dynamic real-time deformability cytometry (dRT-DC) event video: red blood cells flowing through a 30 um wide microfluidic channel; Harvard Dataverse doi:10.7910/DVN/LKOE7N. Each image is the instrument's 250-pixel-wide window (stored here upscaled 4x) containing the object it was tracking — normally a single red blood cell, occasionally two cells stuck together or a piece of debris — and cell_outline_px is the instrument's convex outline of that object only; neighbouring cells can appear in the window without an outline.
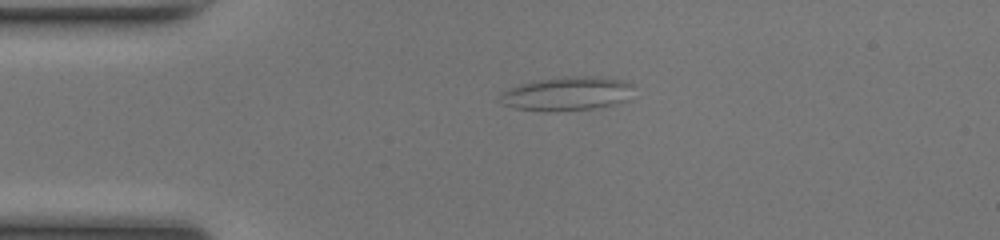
{"species": "common noctule bat (a hibernating species)", "species_latin": "Nyctalus noctula", "temperature_condition": "room temperature", "stored_images_in_passage": 40, "camera_frame_rate_fps": 3000, "um_per_image_px": 0.085, "animal": {"sex": "female", "body_mass_g": 17.0, "forearm_length_mm": 48.0}, "frame": {"image": 1, "passage_image": 1, "time_ms": 0.0, "image_size_px": [1000, 240], "cell_outline_px": [[632, 84], [624, 100], [592, 108], [548, 112], [516, 108], [500, 104], [500, 96], [508, 88], [520, 84], [536, 80], [568, 76], [596, 76], [620, 80]], "centroid_in_image_um": [48.07, 7.95], "position_along_channel_um": 36.9, "area_um2": 25.72}}
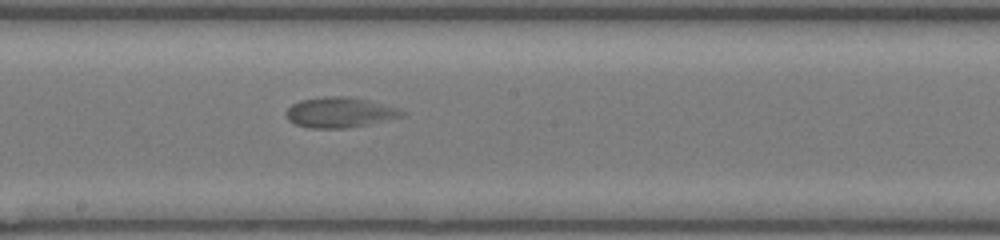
{"frame": {"image": 2, "passage_image": 17, "time_ms": 5.333, "image_size_px": [1000, 240], "cell_outline_px": [[404, 116], [368, 124], [348, 128], [308, 128], [296, 124], [288, 120], [288, 108], [292, 104], [300, 100], [324, 96], [348, 96], [368, 100], [396, 108], [404, 112]], "centroid_in_image_um": [28.86, 9.55], "position_along_channel_um": 219.3, "area_um2": 20.23}}
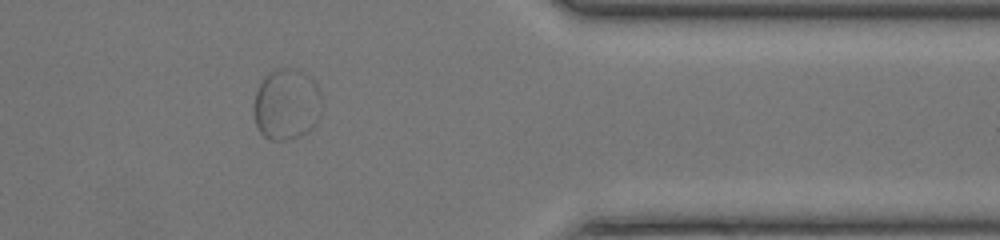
{"frame": {"image": 3, "passage_image": 31, "time_ms": 10.0, "image_size_px": [1000, 240], "cell_outline_px": [[320, 116], [316, 124], [308, 132], [300, 136], [288, 140], [272, 140], [264, 136], [260, 132], [256, 124], [252, 112], [252, 108], [256, 92], [264, 76], [268, 72], [276, 68], [292, 68], [312, 76], [316, 80]], "centroid_in_image_um": [24.32, 8.87], "position_along_channel_um": 387.1, "area_um2": 28.44}}